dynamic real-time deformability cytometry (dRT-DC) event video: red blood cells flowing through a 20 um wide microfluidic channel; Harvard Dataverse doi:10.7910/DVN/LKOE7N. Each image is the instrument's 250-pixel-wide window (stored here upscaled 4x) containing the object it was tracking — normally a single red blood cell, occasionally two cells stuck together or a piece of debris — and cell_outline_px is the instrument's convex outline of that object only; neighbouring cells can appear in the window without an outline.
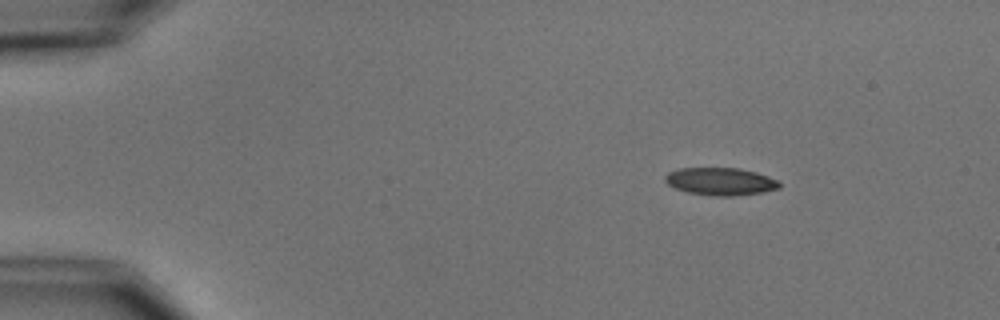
{"species": "common noctule bat (a hibernating species)", "species_latin": "Nyctalus noctula", "temperature_condition": "cold", "stored_images_in_passage": 5, "camera_frame_rate_fps": 3000, "um_per_image_px": 0.085, "animal": {"sex": "male", "body_mass_g": 15.6}, "frame": {"image": 1, "passage_image": 1, "time_ms": 0.0, "image_size_px": [1000, 320], "cell_outline_px": [[780, 188], [764, 192], [732, 196], [712, 196], [688, 192], [676, 188], [668, 184], [664, 180], [664, 176], [668, 172], [680, 168], [740, 168], [756, 172], [768, 176], [776, 180], [780, 184]], "centroid_in_image_um": [61.24, 15.42], "position_along_channel_um": 23.8, "area_um2": 18.38}}
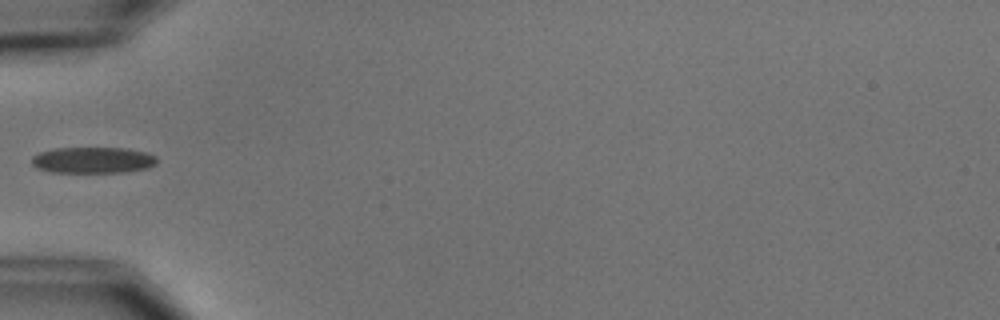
{"frame": {"image": 2, "passage_image": 4, "time_ms": 3.667, "image_size_px": [1000, 320], "cell_outline_px": [[156, 164], [148, 168], [124, 172], [52, 172], [36, 168], [32, 164], [32, 156], [40, 152], [56, 148], [124, 148], [144, 152], [156, 156]], "centroid_in_image_um": [7.88, 13.61], "position_along_channel_um": 77.1, "area_um2": 19.02}}